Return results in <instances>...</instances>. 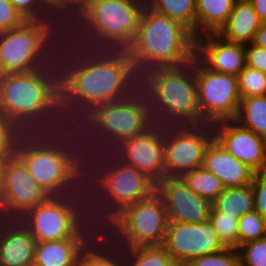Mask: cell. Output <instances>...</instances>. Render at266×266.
Here are the masks:
<instances>
[{
  "instance_id": "cell-56",
  "label": "cell",
  "mask_w": 266,
  "mask_h": 266,
  "mask_svg": "<svg viewBox=\"0 0 266 266\" xmlns=\"http://www.w3.org/2000/svg\"><path fill=\"white\" fill-rule=\"evenodd\" d=\"M3 112L0 110V145L2 144V139H3Z\"/></svg>"
},
{
  "instance_id": "cell-22",
  "label": "cell",
  "mask_w": 266,
  "mask_h": 266,
  "mask_svg": "<svg viewBox=\"0 0 266 266\" xmlns=\"http://www.w3.org/2000/svg\"><path fill=\"white\" fill-rule=\"evenodd\" d=\"M6 205L26 212L47 200V193L22 161L6 162L3 172Z\"/></svg>"
},
{
  "instance_id": "cell-17",
  "label": "cell",
  "mask_w": 266,
  "mask_h": 266,
  "mask_svg": "<svg viewBox=\"0 0 266 266\" xmlns=\"http://www.w3.org/2000/svg\"><path fill=\"white\" fill-rule=\"evenodd\" d=\"M122 212L137 247L164 244L168 218L163 199L156 191L125 207Z\"/></svg>"
},
{
  "instance_id": "cell-5",
  "label": "cell",
  "mask_w": 266,
  "mask_h": 266,
  "mask_svg": "<svg viewBox=\"0 0 266 266\" xmlns=\"http://www.w3.org/2000/svg\"><path fill=\"white\" fill-rule=\"evenodd\" d=\"M119 69L122 85L116 101L145 111L156 123V92L160 81L173 74L172 60L154 59L140 51Z\"/></svg>"
},
{
  "instance_id": "cell-10",
  "label": "cell",
  "mask_w": 266,
  "mask_h": 266,
  "mask_svg": "<svg viewBox=\"0 0 266 266\" xmlns=\"http://www.w3.org/2000/svg\"><path fill=\"white\" fill-rule=\"evenodd\" d=\"M156 123L169 125H199L197 84L172 74L160 81L156 92Z\"/></svg>"
},
{
  "instance_id": "cell-29",
  "label": "cell",
  "mask_w": 266,
  "mask_h": 266,
  "mask_svg": "<svg viewBox=\"0 0 266 266\" xmlns=\"http://www.w3.org/2000/svg\"><path fill=\"white\" fill-rule=\"evenodd\" d=\"M78 58L72 51L42 49L29 63L26 74L40 83H55Z\"/></svg>"
},
{
  "instance_id": "cell-32",
  "label": "cell",
  "mask_w": 266,
  "mask_h": 266,
  "mask_svg": "<svg viewBox=\"0 0 266 266\" xmlns=\"http://www.w3.org/2000/svg\"><path fill=\"white\" fill-rule=\"evenodd\" d=\"M46 193L48 202L70 206L77 212H85L95 206V195L82 182L61 179Z\"/></svg>"
},
{
  "instance_id": "cell-25",
  "label": "cell",
  "mask_w": 266,
  "mask_h": 266,
  "mask_svg": "<svg viewBox=\"0 0 266 266\" xmlns=\"http://www.w3.org/2000/svg\"><path fill=\"white\" fill-rule=\"evenodd\" d=\"M246 44L230 42L217 33L206 37V67L212 71L238 77L246 66Z\"/></svg>"
},
{
  "instance_id": "cell-54",
  "label": "cell",
  "mask_w": 266,
  "mask_h": 266,
  "mask_svg": "<svg viewBox=\"0 0 266 266\" xmlns=\"http://www.w3.org/2000/svg\"><path fill=\"white\" fill-rule=\"evenodd\" d=\"M6 204L5 194H4V186H3V178H0V206Z\"/></svg>"
},
{
  "instance_id": "cell-23",
  "label": "cell",
  "mask_w": 266,
  "mask_h": 266,
  "mask_svg": "<svg viewBox=\"0 0 266 266\" xmlns=\"http://www.w3.org/2000/svg\"><path fill=\"white\" fill-rule=\"evenodd\" d=\"M216 175L225 188L251 185L256 171L227 152L215 139L205 152L203 165Z\"/></svg>"
},
{
  "instance_id": "cell-55",
  "label": "cell",
  "mask_w": 266,
  "mask_h": 266,
  "mask_svg": "<svg viewBox=\"0 0 266 266\" xmlns=\"http://www.w3.org/2000/svg\"><path fill=\"white\" fill-rule=\"evenodd\" d=\"M5 164H6V161L1 156V145H0V178L3 177Z\"/></svg>"
},
{
  "instance_id": "cell-34",
  "label": "cell",
  "mask_w": 266,
  "mask_h": 266,
  "mask_svg": "<svg viewBox=\"0 0 266 266\" xmlns=\"http://www.w3.org/2000/svg\"><path fill=\"white\" fill-rule=\"evenodd\" d=\"M212 207L226 215L239 219L246 213L255 210V198L252 185L224 188L212 202Z\"/></svg>"
},
{
  "instance_id": "cell-26",
  "label": "cell",
  "mask_w": 266,
  "mask_h": 266,
  "mask_svg": "<svg viewBox=\"0 0 266 266\" xmlns=\"http://www.w3.org/2000/svg\"><path fill=\"white\" fill-rule=\"evenodd\" d=\"M22 162L45 192L57 184L64 174L59 141L55 137L42 149L29 154Z\"/></svg>"
},
{
  "instance_id": "cell-19",
  "label": "cell",
  "mask_w": 266,
  "mask_h": 266,
  "mask_svg": "<svg viewBox=\"0 0 266 266\" xmlns=\"http://www.w3.org/2000/svg\"><path fill=\"white\" fill-rule=\"evenodd\" d=\"M214 139L233 157L256 172L266 170V139L233 119L212 124Z\"/></svg>"
},
{
  "instance_id": "cell-53",
  "label": "cell",
  "mask_w": 266,
  "mask_h": 266,
  "mask_svg": "<svg viewBox=\"0 0 266 266\" xmlns=\"http://www.w3.org/2000/svg\"><path fill=\"white\" fill-rule=\"evenodd\" d=\"M8 73L5 71V69L2 67L0 64V99H1V91H2V86L4 84L5 77Z\"/></svg>"
},
{
  "instance_id": "cell-2",
  "label": "cell",
  "mask_w": 266,
  "mask_h": 266,
  "mask_svg": "<svg viewBox=\"0 0 266 266\" xmlns=\"http://www.w3.org/2000/svg\"><path fill=\"white\" fill-rule=\"evenodd\" d=\"M74 266L104 259H125L137 247L122 211L96 206L78 212L72 234Z\"/></svg>"
},
{
  "instance_id": "cell-7",
  "label": "cell",
  "mask_w": 266,
  "mask_h": 266,
  "mask_svg": "<svg viewBox=\"0 0 266 266\" xmlns=\"http://www.w3.org/2000/svg\"><path fill=\"white\" fill-rule=\"evenodd\" d=\"M121 85L119 67L101 62L89 50L79 53L75 87L77 123L96 106L116 101Z\"/></svg>"
},
{
  "instance_id": "cell-33",
  "label": "cell",
  "mask_w": 266,
  "mask_h": 266,
  "mask_svg": "<svg viewBox=\"0 0 266 266\" xmlns=\"http://www.w3.org/2000/svg\"><path fill=\"white\" fill-rule=\"evenodd\" d=\"M236 0H196V29L218 33L229 19Z\"/></svg>"
},
{
  "instance_id": "cell-1",
  "label": "cell",
  "mask_w": 266,
  "mask_h": 266,
  "mask_svg": "<svg viewBox=\"0 0 266 266\" xmlns=\"http://www.w3.org/2000/svg\"><path fill=\"white\" fill-rule=\"evenodd\" d=\"M89 0H36L22 16V24L38 34L43 49L72 51L88 50Z\"/></svg>"
},
{
  "instance_id": "cell-44",
  "label": "cell",
  "mask_w": 266,
  "mask_h": 266,
  "mask_svg": "<svg viewBox=\"0 0 266 266\" xmlns=\"http://www.w3.org/2000/svg\"><path fill=\"white\" fill-rule=\"evenodd\" d=\"M187 266H242L238 250L225 248L220 252L195 258Z\"/></svg>"
},
{
  "instance_id": "cell-42",
  "label": "cell",
  "mask_w": 266,
  "mask_h": 266,
  "mask_svg": "<svg viewBox=\"0 0 266 266\" xmlns=\"http://www.w3.org/2000/svg\"><path fill=\"white\" fill-rule=\"evenodd\" d=\"M239 92L241 98L266 95V73L249 66L238 75Z\"/></svg>"
},
{
  "instance_id": "cell-11",
  "label": "cell",
  "mask_w": 266,
  "mask_h": 266,
  "mask_svg": "<svg viewBox=\"0 0 266 266\" xmlns=\"http://www.w3.org/2000/svg\"><path fill=\"white\" fill-rule=\"evenodd\" d=\"M196 84L200 116L204 123L235 118L241 100L238 77L205 67Z\"/></svg>"
},
{
  "instance_id": "cell-3",
  "label": "cell",
  "mask_w": 266,
  "mask_h": 266,
  "mask_svg": "<svg viewBox=\"0 0 266 266\" xmlns=\"http://www.w3.org/2000/svg\"><path fill=\"white\" fill-rule=\"evenodd\" d=\"M153 124V118L145 111L117 101L96 106L77 123L104 152H111L122 141L144 133Z\"/></svg>"
},
{
  "instance_id": "cell-43",
  "label": "cell",
  "mask_w": 266,
  "mask_h": 266,
  "mask_svg": "<svg viewBox=\"0 0 266 266\" xmlns=\"http://www.w3.org/2000/svg\"><path fill=\"white\" fill-rule=\"evenodd\" d=\"M242 266H266V236L238 248Z\"/></svg>"
},
{
  "instance_id": "cell-14",
  "label": "cell",
  "mask_w": 266,
  "mask_h": 266,
  "mask_svg": "<svg viewBox=\"0 0 266 266\" xmlns=\"http://www.w3.org/2000/svg\"><path fill=\"white\" fill-rule=\"evenodd\" d=\"M111 152L155 184L165 178L164 126L154 123L144 133L122 141Z\"/></svg>"
},
{
  "instance_id": "cell-16",
  "label": "cell",
  "mask_w": 266,
  "mask_h": 266,
  "mask_svg": "<svg viewBox=\"0 0 266 266\" xmlns=\"http://www.w3.org/2000/svg\"><path fill=\"white\" fill-rule=\"evenodd\" d=\"M0 110L9 115H58L47 103L40 82L26 73H8L1 91Z\"/></svg>"
},
{
  "instance_id": "cell-28",
  "label": "cell",
  "mask_w": 266,
  "mask_h": 266,
  "mask_svg": "<svg viewBox=\"0 0 266 266\" xmlns=\"http://www.w3.org/2000/svg\"><path fill=\"white\" fill-rule=\"evenodd\" d=\"M262 23L249 0H236L229 19L217 34L230 42L248 44Z\"/></svg>"
},
{
  "instance_id": "cell-18",
  "label": "cell",
  "mask_w": 266,
  "mask_h": 266,
  "mask_svg": "<svg viewBox=\"0 0 266 266\" xmlns=\"http://www.w3.org/2000/svg\"><path fill=\"white\" fill-rule=\"evenodd\" d=\"M168 221L180 223H202L209 220L212 202L191 189L179 177H165L156 184Z\"/></svg>"
},
{
  "instance_id": "cell-39",
  "label": "cell",
  "mask_w": 266,
  "mask_h": 266,
  "mask_svg": "<svg viewBox=\"0 0 266 266\" xmlns=\"http://www.w3.org/2000/svg\"><path fill=\"white\" fill-rule=\"evenodd\" d=\"M124 260L126 266H178L163 245L138 246Z\"/></svg>"
},
{
  "instance_id": "cell-47",
  "label": "cell",
  "mask_w": 266,
  "mask_h": 266,
  "mask_svg": "<svg viewBox=\"0 0 266 266\" xmlns=\"http://www.w3.org/2000/svg\"><path fill=\"white\" fill-rule=\"evenodd\" d=\"M251 185L255 198V211L266 219V170L256 172Z\"/></svg>"
},
{
  "instance_id": "cell-48",
  "label": "cell",
  "mask_w": 266,
  "mask_h": 266,
  "mask_svg": "<svg viewBox=\"0 0 266 266\" xmlns=\"http://www.w3.org/2000/svg\"><path fill=\"white\" fill-rule=\"evenodd\" d=\"M246 66L266 73V49L252 43L246 44Z\"/></svg>"
},
{
  "instance_id": "cell-20",
  "label": "cell",
  "mask_w": 266,
  "mask_h": 266,
  "mask_svg": "<svg viewBox=\"0 0 266 266\" xmlns=\"http://www.w3.org/2000/svg\"><path fill=\"white\" fill-rule=\"evenodd\" d=\"M77 215L70 206L46 200L25 212V227L36 242L72 238Z\"/></svg>"
},
{
  "instance_id": "cell-52",
  "label": "cell",
  "mask_w": 266,
  "mask_h": 266,
  "mask_svg": "<svg viewBox=\"0 0 266 266\" xmlns=\"http://www.w3.org/2000/svg\"><path fill=\"white\" fill-rule=\"evenodd\" d=\"M88 266H126L125 260L120 258L112 259H100L94 262H91Z\"/></svg>"
},
{
  "instance_id": "cell-51",
  "label": "cell",
  "mask_w": 266,
  "mask_h": 266,
  "mask_svg": "<svg viewBox=\"0 0 266 266\" xmlns=\"http://www.w3.org/2000/svg\"><path fill=\"white\" fill-rule=\"evenodd\" d=\"M252 44L266 49V23H262L261 27L255 33Z\"/></svg>"
},
{
  "instance_id": "cell-46",
  "label": "cell",
  "mask_w": 266,
  "mask_h": 266,
  "mask_svg": "<svg viewBox=\"0 0 266 266\" xmlns=\"http://www.w3.org/2000/svg\"><path fill=\"white\" fill-rule=\"evenodd\" d=\"M22 25V15L9 0H0V33Z\"/></svg>"
},
{
  "instance_id": "cell-41",
  "label": "cell",
  "mask_w": 266,
  "mask_h": 266,
  "mask_svg": "<svg viewBox=\"0 0 266 266\" xmlns=\"http://www.w3.org/2000/svg\"><path fill=\"white\" fill-rule=\"evenodd\" d=\"M266 236V219L257 211L241 216L238 220L239 247Z\"/></svg>"
},
{
  "instance_id": "cell-40",
  "label": "cell",
  "mask_w": 266,
  "mask_h": 266,
  "mask_svg": "<svg viewBox=\"0 0 266 266\" xmlns=\"http://www.w3.org/2000/svg\"><path fill=\"white\" fill-rule=\"evenodd\" d=\"M238 220L233 216L216 211L213 207L211 208L209 221L224 248L238 250Z\"/></svg>"
},
{
  "instance_id": "cell-21",
  "label": "cell",
  "mask_w": 266,
  "mask_h": 266,
  "mask_svg": "<svg viewBox=\"0 0 266 266\" xmlns=\"http://www.w3.org/2000/svg\"><path fill=\"white\" fill-rule=\"evenodd\" d=\"M42 49L38 34L23 24L0 33V64L7 73H25Z\"/></svg>"
},
{
  "instance_id": "cell-49",
  "label": "cell",
  "mask_w": 266,
  "mask_h": 266,
  "mask_svg": "<svg viewBox=\"0 0 266 266\" xmlns=\"http://www.w3.org/2000/svg\"><path fill=\"white\" fill-rule=\"evenodd\" d=\"M16 10L24 16L36 3V0H9Z\"/></svg>"
},
{
  "instance_id": "cell-35",
  "label": "cell",
  "mask_w": 266,
  "mask_h": 266,
  "mask_svg": "<svg viewBox=\"0 0 266 266\" xmlns=\"http://www.w3.org/2000/svg\"><path fill=\"white\" fill-rule=\"evenodd\" d=\"M233 120L266 139V95L241 98Z\"/></svg>"
},
{
  "instance_id": "cell-37",
  "label": "cell",
  "mask_w": 266,
  "mask_h": 266,
  "mask_svg": "<svg viewBox=\"0 0 266 266\" xmlns=\"http://www.w3.org/2000/svg\"><path fill=\"white\" fill-rule=\"evenodd\" d=\"M146 5L188 29L196 28V0H148Z\"/></svg>"
},
{
  "instance_id": "cell-27",
  "label": "cell",
  "mask_w": 266,
  "mask_h": 266,
  "mask_svg": "<svg viewBox=\"0 0 266 266\" xmlns=\"http://www.w3.org/2000/svg\"><path fill=\"white\" fill-rule=\"evenodd\" d=\"M77 60L55 83H41L49 106L67 123L77 124Z\"/></svg>"
},
{
  "instance_id": "cell-13",
  "label": "cell",
  "mask_w": 266,
  "mask_h": 266,
  "mask_svg": "<svg viewBox=\"0 0 266 266\" xmlns=\"http://www.w3.org/2000/svg\"><path fill=\"white\" fill-rule=\"evenodd\" d=\"M163 246L178 266H187L195 258L225 249L209 220L202 223L168 221Z\"/></svg>"
},
{
  "instance_id": "cell-9",
  "label": "cell",
  "mask_w": 266,
  "mask_h": 266,
  "mask_svg": "<svg viewBox=\"0 0 266 266\" xmlns=\"http://www.w3.org/2000/svg\"><path fill=\"white\" fill-rule=\"evenodd\" d=\"M213 140L211 123L164 126L165 177H180L202 167Z\"/></svg>"
},
{
  "instance_id": "cell-38",
  "label": "cell",
  "mask_w": 266,
  "mask_h": 266,
  "mask_svg": "<svg viewBox=\"0 0 266 266\" xmlns=\"http://www.w3.org/2000/svg\"><path fill=\"white\" fill-rule=\"evenodd\" d=\"M197 195L213 202L224 190L221 180L203 166L179 177Z\"/></svg>"
},
{
  "instance_id": "cell-12",
  "label": "cell",
  "mask_w": 266,
  "mask_h": 266,
  "mask_svg": "<svg viewBox=\"0 0 266 266\" xmlns=\"http://www.w3.org/2000/svg\"><path fill=\"white\" fill-rule=\"evenodd\" d=\"M145 6V0H89L90 41L135 35Z\"/></svg>"
},
{
  "instance_id": "cell-6",
  "label": "cell",
  "mask_w": 266,
  "mask_h": 266,
  "mask_svg": "<svg viewBox=\"0 0 266 266\" xmlns=\"http://www.w3.org/2000/svg\"><path fill=\"white\" fill-rule=\"evenodd\" d=\"M1 156L6 162L23 161L42 149L67 123L59 115L15 116L3 113Z\"/></svg>"
},
{
  "instance_id": "cell-45",
  "label": "cell",
  "mask_w": 266,
  "mask_h": 266,
  "mask_svg": "<svg viewBox=\"0 0 266 266\" xmlns=\"http://www.w3.org/2000/svg\"><path fill=\"white\" fill-rule=\"evenodd\" d=\"M25 227V212L8 205L0 206V240Z\"/></svg>"
},
{
  "instance_id": "cell-8",
  "label": "cell",
  "mask_w": 266,
  "mask_h": 266,
  "mask_svg": "<svg viewBox=\"0 0 266 266\" xmlns=\"http://www.w3.org/2000/svg\"><path fill=\"white\" fill-rule=\"evenodd\" d=\"M64 164L61 179L82 182L95 196L99 189L104 151L77 124H67L54 136Z\"/></svg>"
},
{
  "instance_id": "cell-4",
  "label": "cell",
  "mask_w": 266,
  "mask_h": 266,
  "mask_svg": "<svg viewBox=\"0 0 266 266\" xmlns=\"http://www.w3.org/2000/svg\"><path fill=\"white\" fill-rule=\"evenodd\" d=\"M156 191V184L137 168L105 152L100 166L99 189L95 206L104 210L122 211Z\"/></svg>"
},
{
  "instance_id": "cell-36",
  "label": "cell",
  "mask_w": 266,
  "mask_h": 266,
  "mask_svg": "<svg viewBox=\"0 0 266 266\" xmlns=\"http://www.w3.org/2000/svg\"><path fill=\"white\" fill-rule=\"evenodd\" d=\"M33 266H74L72 238L37 242Z\"/></svg>"
},
{
  "instance_id": "cell-15",
  "label": "cell",
  "mask_w": 266,
  "mask_h": 266,
  "mask_svg": "<svg viewBox=\"0 0 266 266\" xmlns=\"http://www.w3.org/2000/svg\"><path fill=\"white\" fill-rule=\"evenodd\" d=\"M187 29L180 22L159 14L146 5L136 33L139 48L148 57L172 60L179 39Z\"/></svg>"
},
{
  "instance_id": "cell-31",
  "label": "cell",
  "mask_w": 266,
  "mask_h": 266,
  "mask_svg": "<svg viewBox=\"0 0 266 266\" xmlns=\"http://www.w3.org/2000/svg\"><path fill=\"white\" fill-rule=\"evenodd\" d=\"M36 240L26 227L0 240V266H33Z\"/></svg>"
},
{
  "instance_id": "cell-30",
  "label": "cell",
  "mask_w": 266,
  "mask_h": 266,
  "mask_svg": "<svg viewBox=\"0 0 266 266\" xmlns=\"http://www.w3.org/2000/svg\"><path fill=\"white\" fill-rule=\"evenodd\" d=\"M88 50L101 62L112 63L117 67L141 51L136 34L100 37L97 41H90Z\"/></svg>"
},
{
  "instance_id": "cell-24",
  "label": "cell",
  "mask_w": 266,
  "mask_h": 266,
  "mask_svg": "<svg viewBox=\"0 0 266 266\" xmlns=\"http://www.w3.org/2000/svg\"><path fill=\"white\" fill-rule=\"evenodd\" d=\"M207 33L200 29H187L180 37L172 58L173 74L197 82L206 67Z\"/></svg>"
},
{
  "instance_id": "cell-50",
  "label": "cell",
  "mask_w": 266,
  "mask_h": 266,
  "mask_svg": "<svg viewBox=\"0 0 266 266\" xmlns=\"http://www.w3.org/2000/svg\"><path fill=\"white\" fill-rule=\"evenodd\" d=\"M253 5L254 11L258 14L259 19L266 23V0H249Z\"/></svg>"
}]
</instances>
